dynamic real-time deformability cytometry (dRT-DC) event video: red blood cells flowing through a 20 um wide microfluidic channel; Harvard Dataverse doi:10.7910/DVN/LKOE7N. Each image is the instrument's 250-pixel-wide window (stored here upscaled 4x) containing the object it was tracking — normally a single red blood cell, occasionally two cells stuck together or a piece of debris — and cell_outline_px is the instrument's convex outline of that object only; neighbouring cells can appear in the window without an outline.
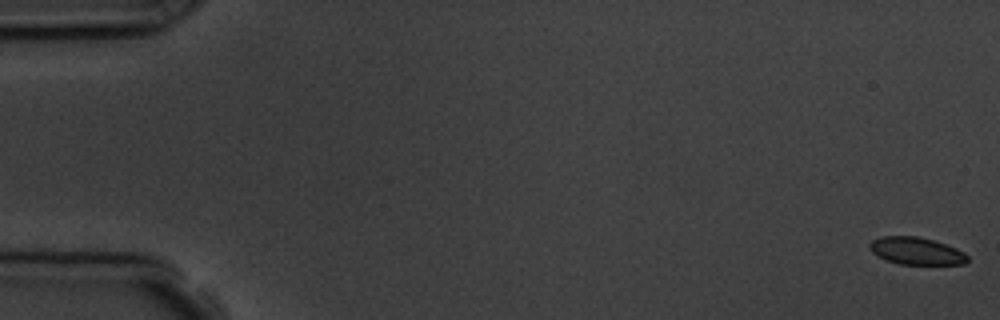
{"species": "common noctule bat (a hibernating species)", "species_latin": "Nyctalus noctula", "temperature_condition": "room temperature", "stored_images_in_passage": 5, "camera_frame_rate_fps": 3000, "um_per_image_px": 0.085, "animal": {"sex": "male", "body_mass_g": 19.5, "forearm_length_mm": 54.6}, "frame": {"image": 1, "passage_image": 1, "time_ms": 0.0, "image_size_px": [1000, 320], "cell_outline_px": [[968, 260], [964, 264], [900, 264], [876, 256], [868, 248], [868, 244], [872, 240], [880, 236], [916, 236], [932, 240], [956, 248], [964, 252], [968, 256]], "centroid_in_image_um": [77.85, 21.33], "position_along_channel_um": 7.2, "area_um2": 15.55}}
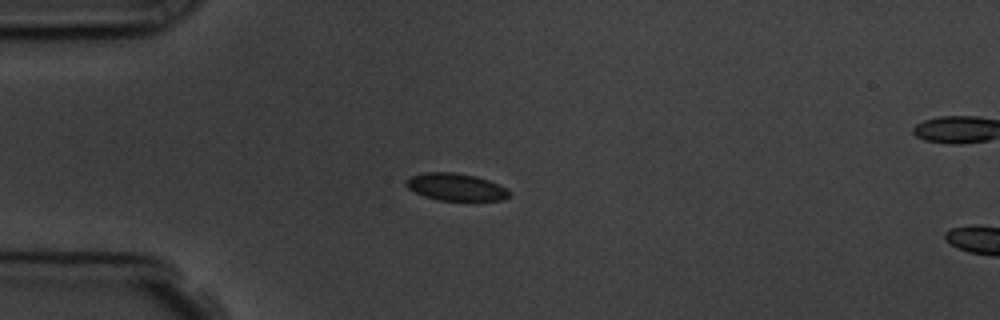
{"frame": {"image": 2, "passage_image": 4, "time_ms": 4.667, "image_size_px": [1000, 320], "cell_outline_px": [[512, 192], [504, 200], [436, 200], [424, 196], [408, 188], [404, 184], [404, 180], [408, 176], [424, 172], [456, 172], [476, 176], [488, 180], [508, 188]], "centroid_in_image_um": [38.72, 15.88], "position_along_channel_um": 46.3, "area_um2": 16.65}}